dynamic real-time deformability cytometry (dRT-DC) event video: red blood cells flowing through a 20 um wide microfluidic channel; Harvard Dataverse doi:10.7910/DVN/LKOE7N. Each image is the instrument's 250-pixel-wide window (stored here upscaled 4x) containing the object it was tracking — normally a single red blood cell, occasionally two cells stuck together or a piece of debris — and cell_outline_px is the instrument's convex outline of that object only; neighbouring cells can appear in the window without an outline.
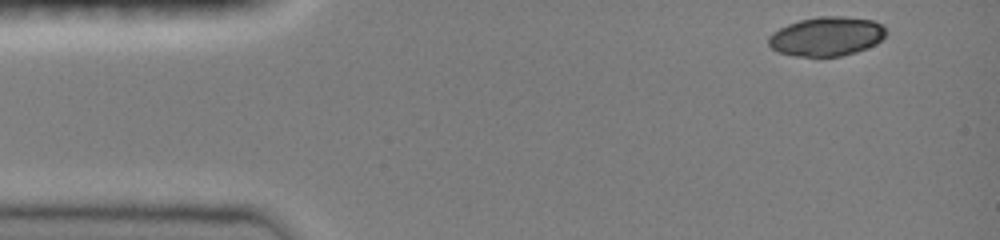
{"species": "common noctule bat (a hibernating species)", "species_latin": "Nyctalus noctula", "temperature_condition": "room temperature", "stored_images_in_passage": 34, "camera_frame_rate_fps": 3000, "um_per_image_px": 0.085, "animal": {"sex": "female", "body_mass_g": 19.0, "forearm_length_mm": 51.5}, "frame": {"image": 1, "passage_image": 1, "time_ms": 0.0, "image_size_px": [1000, 240], "cell_outline_px": [[888, 32], [876, 44], [856, 52], [840, 56], [796, 56], [776, 52], [768, 44], [768, 36], [772, 32], [788, 24], [800, 20], [820, 16], [844, 16], [872, 20], [884, 24]], "centroid_in_image_um": [70.27, 3.09], "position_along_channel_um": 14.7, "area_um2": 26.99}}
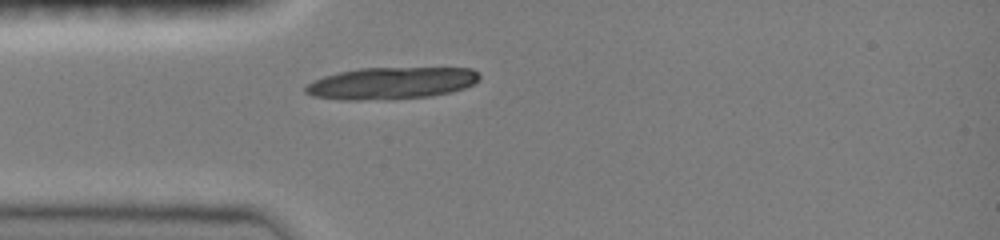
{"frame": {"image": 2, "passage_image": 5, "time_ms": 1.333, "image_size_px": [1000, 240], "cell_outline_px": [[480, 80], [464, 88], [452, 92], [432, 96], [388, 100], [340, 100], [312, 96], [304, 92], [304, 88], [312, 80], [324, 76], [340, 72], [360, 68], [472, 68], [480, 76]], "centroid_in_image_um": [33.24, 7.08], "position_along_channel_um": 51.8, "area_um2": 32.71}}
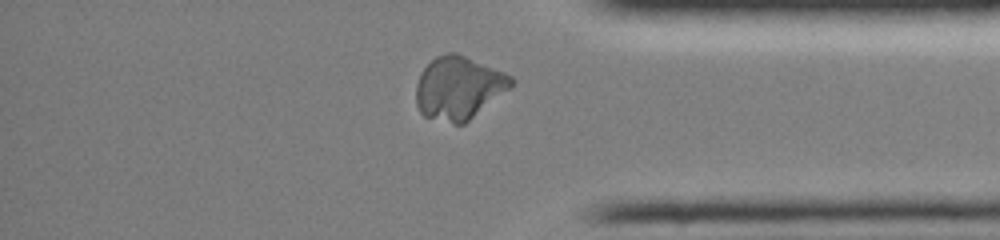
{"frame": {"image": 3, "passage_image": 30, "time_ms": 9.667, "image_size_px": [1000, 240], "cell_outline_px": [[516, 80], [508, 88], [464, 124], [456, 124], [424, 116], [420, 112], [416, 104], [416, 84], [424, 68], [436, 56], [448, 52], [456, 52], [504, 72], [512, 76]], "centroid_in_image_um": [38.96, 7.45], "position_along_channel_um": 396.2, "area_um2": 34.39}}